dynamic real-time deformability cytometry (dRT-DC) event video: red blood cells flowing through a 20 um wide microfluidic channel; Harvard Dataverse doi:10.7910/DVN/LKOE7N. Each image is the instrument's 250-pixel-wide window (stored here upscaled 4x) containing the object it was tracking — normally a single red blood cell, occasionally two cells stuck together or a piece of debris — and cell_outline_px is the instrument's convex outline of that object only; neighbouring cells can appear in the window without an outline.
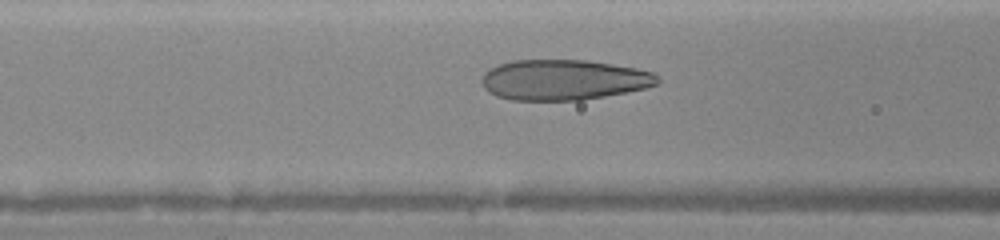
{"species": "human", "species_latin": "Homo sapiens", "temperature_condition": "warm", "stored_images_in_passage": 16, "camera_frame_rate_fps": 3000, "um_per_image_px": 0.085, "donor": {"sex": "female"}, "frame": {"image": 1, "passage_image": 7, "time_ms": 2.333, "image_size_px": [1000, 240], "cell_outline_px": [[660, 84], [628, 92], [580, 100], [512, 100], [496, 96], [488, 92], [484, 88], [480, 80], [484, 72], [488, 68], [512, 60], [584, 60], [612, 64], [636, 68], [652, 72], [660, 80]], "centroid_in_image_um": [47.88, 6.79], "position_along_channel_um": 118.7, "area_um2": 41.56}}
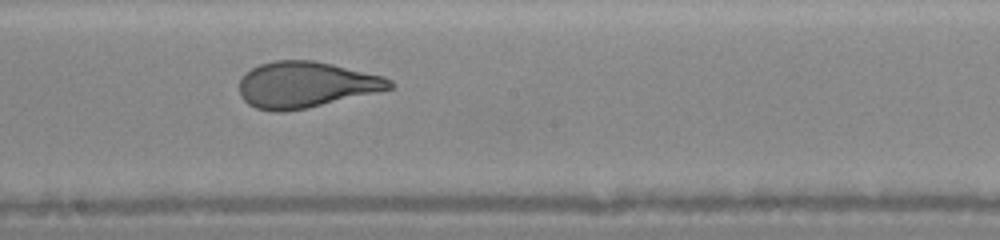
{"frame": {"image": 2, "passage_image": 13, "time_ms": 4.667, "image_size_px": [1000, 240], "cell_outline_px": [[396, 84], [392, 88], [308, 108], [284, 112], [272, 112], [256, 108], [248, 104], [240, 96], [240, 80], [244, 72], [260, 64], [276, 60], [312, 60], [332, 64], [384, 76], [392, 80]], "centroid_in_image_um": [25.97, 7.2], "position_along_channel_um": 222.2, "area_um2": 40.4}}
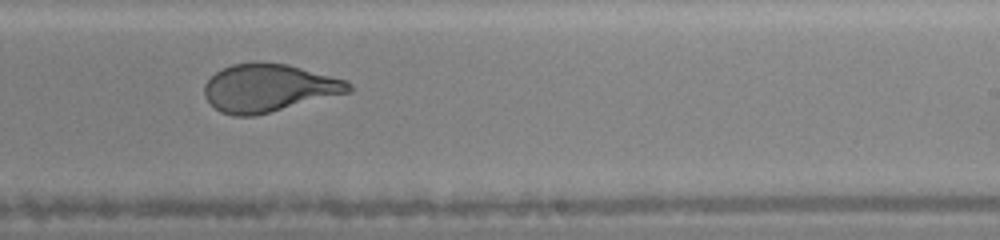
{"frame": {"image": 3, "passage_image": 15, "time_ms": 5.667, "image_size_px": [1000, 240], "cell_outline_px": [[352, 92], [256, 116], [232, 116], [220, 112], [204, 96], [204, 84], [216, 72], [232, 64], [288, 64], [348, 80], [352, 84]], "centroid_in_image_um": [22.89, 7.51], "position_along_channel_um": 266.1, "area_um2": 40.06}}